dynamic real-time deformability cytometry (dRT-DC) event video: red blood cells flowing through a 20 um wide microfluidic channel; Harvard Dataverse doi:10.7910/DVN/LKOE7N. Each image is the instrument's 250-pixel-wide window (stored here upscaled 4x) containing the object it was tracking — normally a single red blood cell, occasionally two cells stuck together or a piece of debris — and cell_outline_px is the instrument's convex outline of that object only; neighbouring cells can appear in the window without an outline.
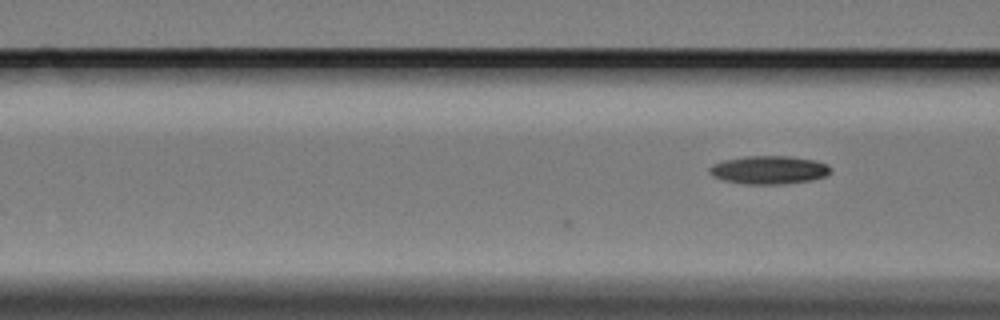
{"species": "Egyptian fruit bat (a non-hibernating species)", "species_latin": "Rousettus aegyptiacus", "temperature_condition": "cold", "stored_images_in_passage": 3, "camera_frame_rate_fps": 3000, "um_per_image_px": 0.085, "animal": {"sex": "female"}, "frame": {"image": 1, "passage_image": 3, "time_ms": 0.667, "image_size_px": [1000, 320], "cell_outline_px": [[832, 168], [824, 176], [812, 180], [784, 184], [744, 184], [724, 180], [712, 176], [708, 172], [708, 168], [712, 164], [724, 160], [744, 156], [792, 156], [816, 160], [828, 164]], "centroid_in_image_um": [65.35, 14.44], "position_along_channel_um": 101.3, "area_um2": 20.11}}